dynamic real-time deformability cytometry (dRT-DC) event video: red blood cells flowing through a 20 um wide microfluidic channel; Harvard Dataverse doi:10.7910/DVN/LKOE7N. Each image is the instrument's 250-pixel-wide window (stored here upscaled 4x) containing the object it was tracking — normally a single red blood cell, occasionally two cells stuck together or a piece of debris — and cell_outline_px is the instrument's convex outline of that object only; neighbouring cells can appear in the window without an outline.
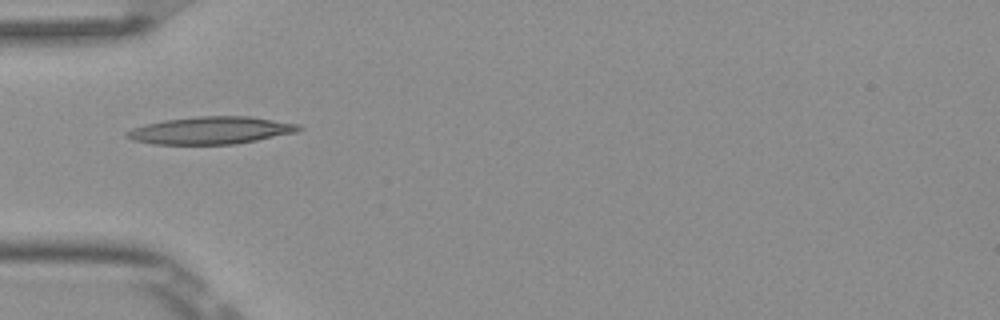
{"species": "Egyptian fruit bat (a non-hibernating species)", "species_latin": "Rousettus aegyptiacus", "temperature_condition": "room temperature", "stored_images_in_passage": 7, "camera_frame_rate_fps": 3000, "um_per_image_px": 0.085, "frame": {"image": 1, "passage_image": 5, "time_ms": 1.333, "image_size_px": [1000, 320], "cell_outline_px": [[304, 128], [296, 132], [236, 144], [152, 144], [132, 140], [124, 136], [124, 132], [132, 128], [144, 124], [164, 120], [196, 116], [248, 116], [300, 124]], "centroid_in_image_um": [17.88, 11.08], "position_along_channel_um": 67.1, "area_um2": 27.57}}
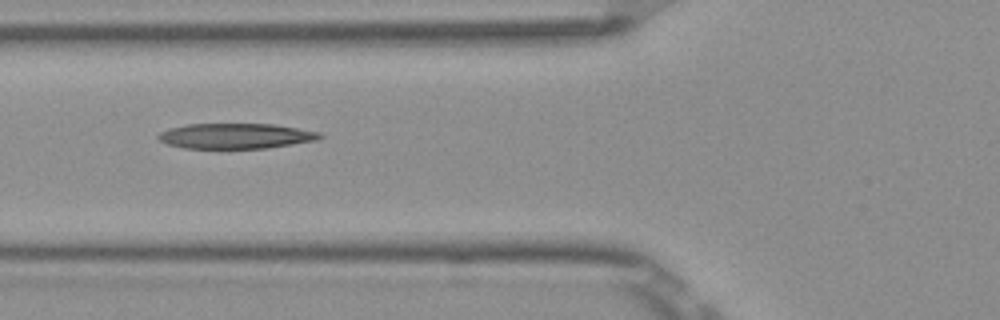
{"frame": {"image": 2, "passage_image": 6, "time_ms": 1.667, "image_size_px": [1000, 320], "cell_outline_px": [[324, 136], [316, 140], [268, 148], [184, 148], [168, 144], [160, 140], [156, 136], [160, 132], [168, 128], [188, 124], [276, 124], [320, 132]], "centroid_in_image_um": [20.04, 11.55], "position_along_channel_um": 105.8, "area_um2": 23.81}}
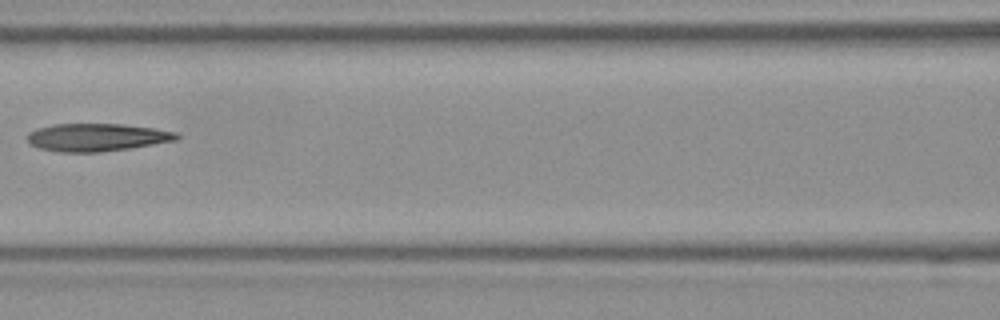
{"frame": {"image": 3, "passage_image": 7, "time_ms": 2.0, "image_size_px": [1000, 320], "cell_outline_px": [[180, 136], [176, 140], [128, 148], [100, 152], [60, 152], [40, 148], [32, 144], [28, 140], [28, 132], [36, 128], [52, 124], [124, 124], [152, 128], [176, 132]], "centroid_in_image_um": [8.2, 11.66], "position_along_channel_um": 158.4, "area_um2": 23.93}}